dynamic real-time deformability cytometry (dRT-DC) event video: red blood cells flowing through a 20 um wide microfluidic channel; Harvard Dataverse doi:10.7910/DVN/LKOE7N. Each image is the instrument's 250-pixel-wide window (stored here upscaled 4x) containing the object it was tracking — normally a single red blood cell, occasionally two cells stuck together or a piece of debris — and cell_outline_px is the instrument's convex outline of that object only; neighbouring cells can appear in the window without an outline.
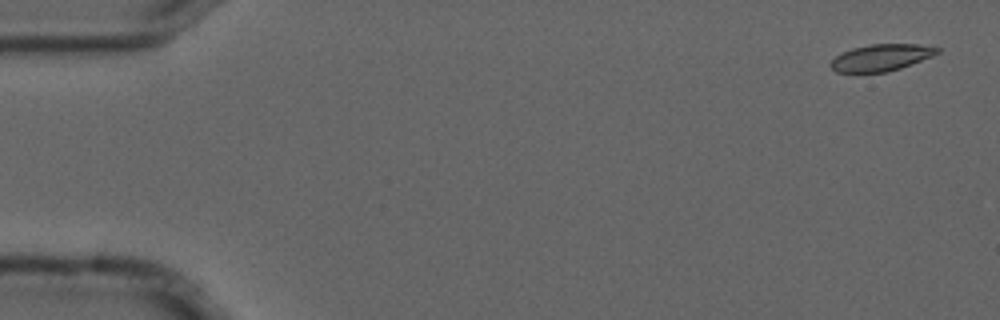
{"species": "common noctule bat (a hibernating species)", "species_latin": "Nyctalus noctula", "temperature_condition": "cold", "stored_images_in_passage": 4, "camera_frame_rate_fps": 3000, "um_per_image_px": 0.085, "animal": {"sex": "male", "forearm_length_mm": 52.5}, "frame": {"image": 1, "passage_image": 1, "time_ms": 0.0, "image_size_px": [1000, 320], "cell_outline_px": [[940, 52], [932, 56], [900, 68], [888, 72], [836, 72], [828, 64], [836, 56], [852, 48], [872, 44], [916, 44], [940, 48]], "centroid_in_image_um": [74.89, 4.89], "position_along_channel_um": 10.1, "area_um2": 16.42}}
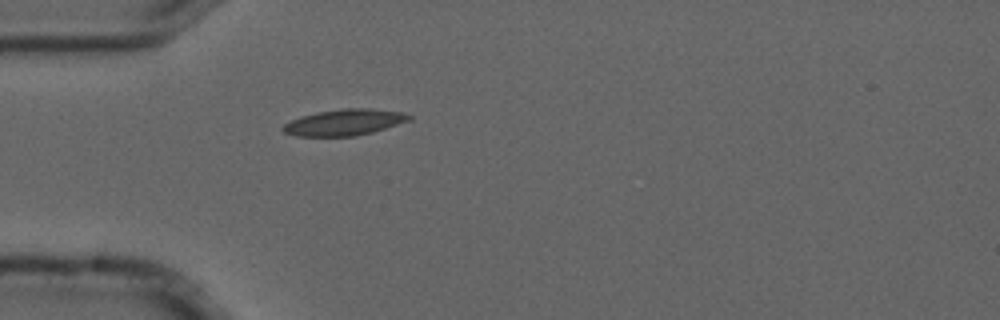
{"frame": {"image": 2, "passage_image": 4, "time_ms": 1.0, "image_size_px": [1000, 320], "cell_outline_px": [[412, 120], [372, 132], [356, 136], [296, 136], [284, 132], [280, 128], [284, 124], [300, 116], [316, 112], [344, 108], [368, 108], [404, 112], [412, 116]], "centroid_in_image_um": [29.28, 10.39], "position_along_channel_um": 55.7, "area_um2": 19.36}}